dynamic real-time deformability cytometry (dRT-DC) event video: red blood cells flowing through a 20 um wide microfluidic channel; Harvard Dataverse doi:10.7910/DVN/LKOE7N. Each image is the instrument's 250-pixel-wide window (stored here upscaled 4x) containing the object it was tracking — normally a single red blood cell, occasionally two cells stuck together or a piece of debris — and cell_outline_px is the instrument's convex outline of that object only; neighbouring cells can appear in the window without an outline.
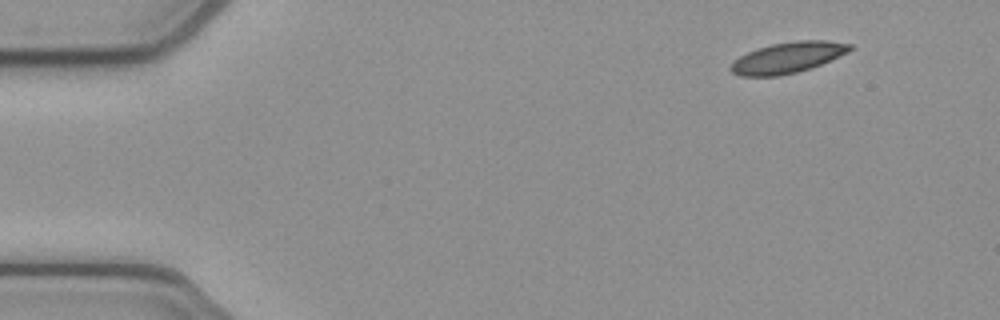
{"species": "common noctule bat (a hibernating species)", "species_latin": "Nyctalus noctula", "temperature_condition": "cold", "stored_images_in_passage": 48, "camera_frame_rate_fps": 3000, "um_per_image_px": 0.085, "animal": {"sex": "female", "body_mass_g": 21.9}, "frame": {"image": 1, "passage_image": 1, "time_ms": 0.0, "image_size_px": [1000, 320], "cell_outline_px": [[852, 48], [848, 52], [820, 64], [796, 72], [780, 76], [740, 76], [732, 72], [728, 68], [740, 56], [756, 48], [772, 44], [796, 40], [828, 40], [852, 44]], "centroid_in_image_um": [66.94, 4.88], "position_along_channel_um": 18.1, "area_um2": 21.27}}
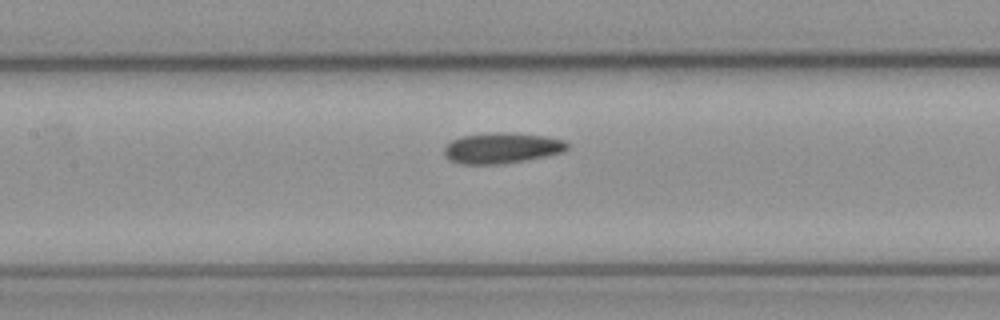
{"frame": {"image": 2, "passage_image": 20, "time_ms": 6.333, "image_size_px": [1000, 320], "cell_outline_px": [[568, 148], [564, 152], [548, 156], [504, 164], [460, 164], [448, 160], [444, 156], [444, 148], [452, 140], [460, 136], [488, 132], [500, 132], [544, 136], [564, 140], [568, 144]], "centroid_in_image_um": [42.63, 12.59], "position_along_channel_um": 164.8, "area_um2": 22.25}}
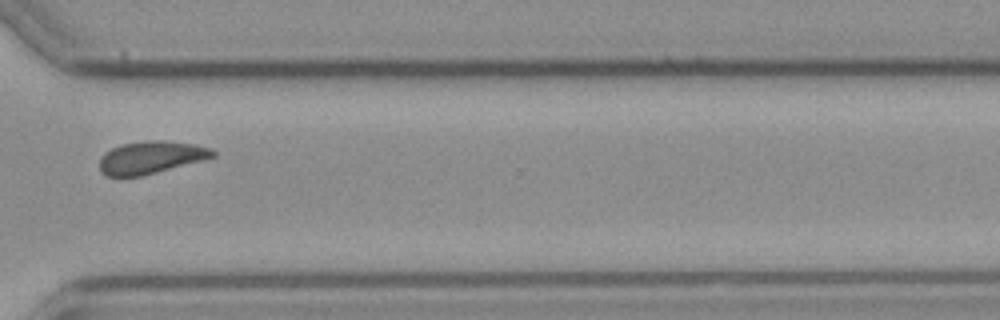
{"frame": {"image": 3, "passage_image": 35, "time_ms": 11.333, "image_size_px": [1000, 320], "cell_outline_px": [[216, 156], [156, 172], [140, 176], [108, 176], [100, 172], [100, 160], [104, 152], [120, 144], [148, 140], [160, 140], [196, 144], [212, 148], [216, 152]], "centroid_in_image_um": [12.82, 13.36], "position_along_channel_um": 357.8, "area_um2": 21.33}, "authors_computed_cell_mechanics": {"area_um2": 21.4727, "velocity_mm_per_s": 3.8727, "shape_relaxation_time_tau1_ms": 8.7382, "shape_relaxation_time_tau2_ms": 3.825, "deformation_change_tau1": 0.1321, "deformation_change_tau2": 0.1064}}